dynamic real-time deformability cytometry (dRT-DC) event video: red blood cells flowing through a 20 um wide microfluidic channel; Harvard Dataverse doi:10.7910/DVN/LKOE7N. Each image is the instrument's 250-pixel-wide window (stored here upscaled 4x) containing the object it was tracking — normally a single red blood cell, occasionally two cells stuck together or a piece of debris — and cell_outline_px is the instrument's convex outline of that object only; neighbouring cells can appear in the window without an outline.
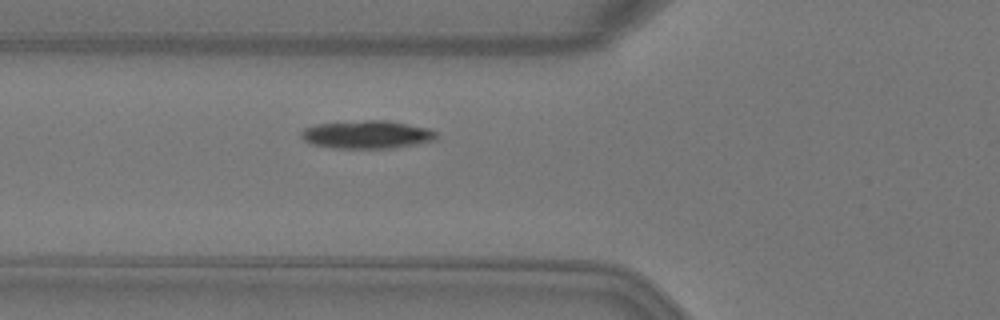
{"species": "Egyptian fruit bat (a non-hibernating species)", "species_latin": "Rousettus aegyptiacus", "temperature_condition": "warm", "stored_images_in_passage": 4, "camera_frame_rate_fps": 3000, "um_per_image_px": 0.085, "animal": {"sex": "female"}, "frame": {"image": 1, "passage_image": 4, "time_ms": 1.0, "image_size_px": [1000, 320], "cell_outline_px": [[436, 140], [416, 144], [392, 148], [336, 148], [308, 144], [300, 136], [300, 132], [304, 128], [316, 124], [364, 120], [384, 120], [408, 124], [428, 128], [436, 132]], "centroid_in_image_um": [31.15, 11.44], "position_along_channel_um": 94.6, "area_um2": 22.14}}